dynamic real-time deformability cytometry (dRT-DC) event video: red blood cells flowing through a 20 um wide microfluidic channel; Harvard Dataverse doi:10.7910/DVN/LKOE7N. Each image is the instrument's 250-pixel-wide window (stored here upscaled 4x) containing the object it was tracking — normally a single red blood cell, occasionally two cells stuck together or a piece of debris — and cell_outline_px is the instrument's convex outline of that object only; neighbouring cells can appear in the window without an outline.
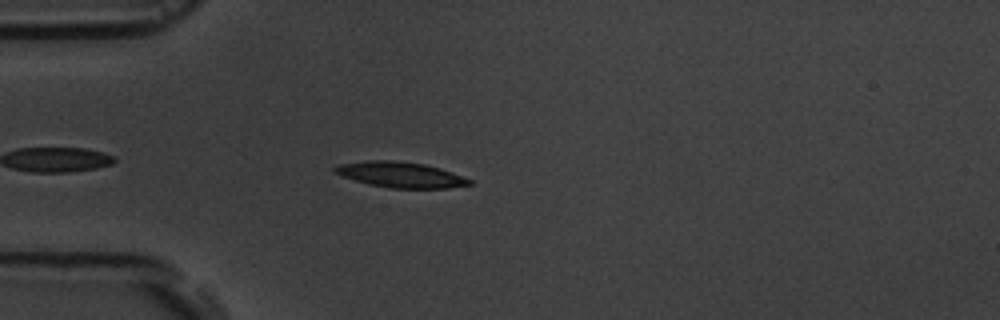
{"species": "common noctule bat (a hibernating species)", "species_latin": "Nyctalus noctula", "temperature_condition": "room temperature", "stored_images_in_passage": 1, "camera_frame_rate_fps": 3000, "um_per_image_px": 0.085, "animal": {"sex": "male", "body_mass_g": 19.5, "forearm_length_mm": 54.6}, "frame": {"image": 1, "passage_image": 1, "time_ms": 0.0, "image_size_px": [1000, 320], "cell_outline_px": [[472, 184], [448, 188], [388, 188], [368, 184], [344, 176], [336, 172], [332, 168], [340, 164], [368, 160], [392, 160], [424, 164], [440, 168], [452, 172], [472, 180]], "centroid_in_image_um": [34.07, 14.85], "position_along_channel_um": 50.9, "area_um2": 19.88}}